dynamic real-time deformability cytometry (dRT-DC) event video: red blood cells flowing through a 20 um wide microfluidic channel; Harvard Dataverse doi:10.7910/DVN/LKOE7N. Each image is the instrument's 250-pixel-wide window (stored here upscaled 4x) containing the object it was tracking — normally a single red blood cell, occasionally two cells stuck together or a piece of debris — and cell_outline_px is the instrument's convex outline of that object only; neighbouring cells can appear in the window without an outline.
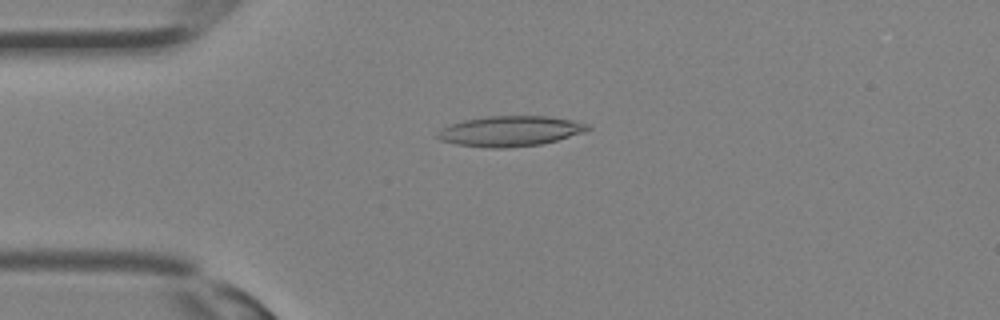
{"species": "Egyptian fruit bat (a non-hibernating species)", "species_latin": "Rousettus aegyptiacus", "temperature_condition": "room temperature", "stored_images_in_passage": 25, "camera_frame_rate_fps": 3000, "um_per_image_px": 0.085, "animal": {"sex": "female"}, "frame": {"image": 1, "passage_image": 1, "time_ms": 0.0, "image_size_px": [1000, 320], "cell_outline_px": [[592, 128], [584, 132], [556, 140], [540, 144], [508, 148], [492, 148], [456, 144], [440, 140], [436, 136], [436, 132], [440, 128], [464, 120], [488, 116], [548, 116], [572, 120], [588, 124]], "centroid_in_image_um": [43.35, 11.14], "position_along_channel_um": 41.7, "area_um2": 26.47}}
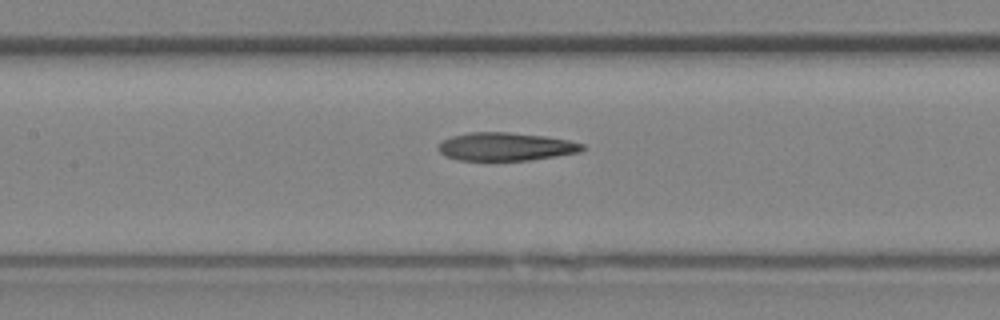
{"frame": {"image": 2, "passage_image": 8, "time_ms": 2.333, "image_size_px": [1000, 320], "cell_outline_px": [[584, 148], [580, 152], [556, 156], [528, 160], [460, 160], [444, 156], [436, 148], [444, 140], [452, 136], [468, 132], [508, 132], [544, 136], [568, 140], [584, 144]], "centroid_in_image_um": [42.97, 12.46], "position_along_channel_um": 164.4, "area_um2": 23.52}}
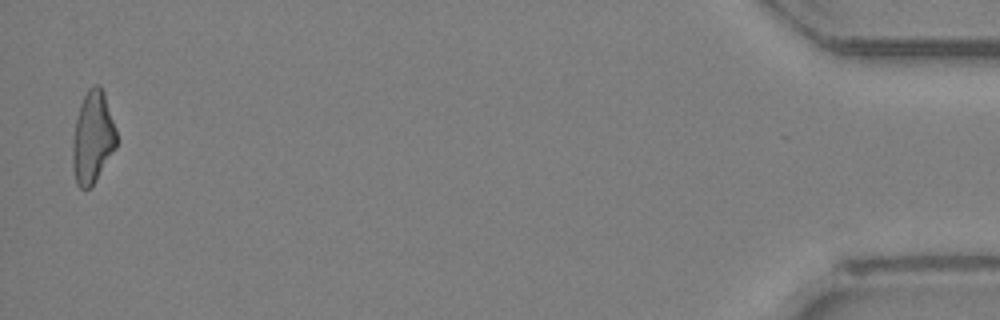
{"frame": {"image": 3, "passage_image": 25, "time_ms": 8.0, "image_size_px": [1000, 320], "cell_outline_px": [[116, 148], [96, 180], [88, 188], [80, 188], [76, 184], [72, 168], [72, 144], [76, 120], [80, 104], [88, 88], [96, 84], [104, 92], [116, 128]], "centroid_in_image_um": [7.87, 11.7], "position_along_channel_um": 427.3, "area_um2": 23.47}}